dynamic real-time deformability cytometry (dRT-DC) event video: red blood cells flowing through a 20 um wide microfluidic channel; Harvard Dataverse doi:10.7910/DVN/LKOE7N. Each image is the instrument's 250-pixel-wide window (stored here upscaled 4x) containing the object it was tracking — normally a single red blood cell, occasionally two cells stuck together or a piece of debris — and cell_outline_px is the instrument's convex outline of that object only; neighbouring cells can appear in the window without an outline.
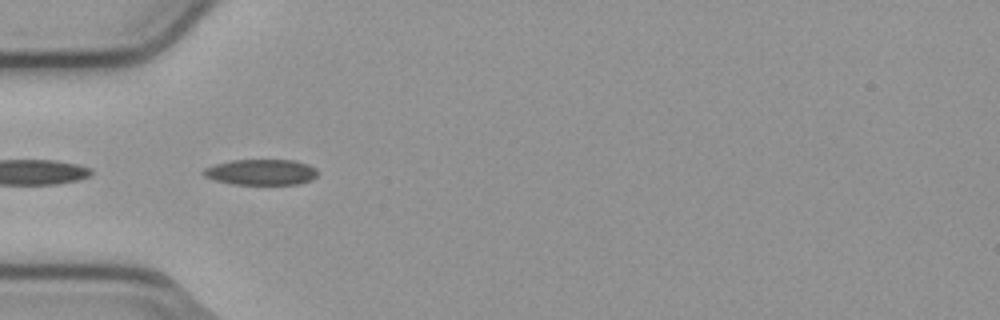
{"species": "common noctule bat (a hibernating species)", "species_latin": "Nyctalus noctula", "temperature_condition": "cold", "stored_images_in_passage": 4, "camera_frame_rate_fps": 3000, "um_per_image_px": 0.085, "animal": {"sex": "male", "body_mass_g": 23.1, "forearm_length_mm": 52.7}, "frame": {"image": 1, "passage_image": 3, "time_ms": 0.667, "image_size_px": [1000, 320], "cell_outline_px": [[320, 172], [312, 180], [300, 184], [232, 184], [212, 180], [204, 176], [200, 172], [204, 168], [216, 164], [232, 160], [296, 160], [308, 164], [316, 168]], "centroid_in_image_um": [22.21, 14.63], "position_along_channel_um": 62.8, "area_um2": 17.4}}
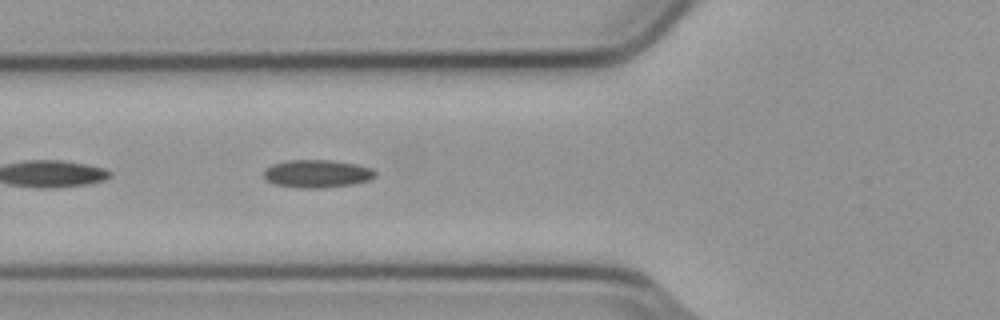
{"frame": {"image": 2, "passage_image": 4, "time_ms": 1.0, "image_size_px": [1000, 320], "cell_outline_px": [[376, 176], [368, 180], [352, 184], [320, 188], [300, 188], [272, 184], [264, 180], [264, 168], [272, 164], [288, 160], [332, 160], [356, 164], [372, 168], [376, 172]], "centroid_in_image_um": [26.91, 14.76], "position_along_channel_um": 98.9, "area_um2": 18.26}}